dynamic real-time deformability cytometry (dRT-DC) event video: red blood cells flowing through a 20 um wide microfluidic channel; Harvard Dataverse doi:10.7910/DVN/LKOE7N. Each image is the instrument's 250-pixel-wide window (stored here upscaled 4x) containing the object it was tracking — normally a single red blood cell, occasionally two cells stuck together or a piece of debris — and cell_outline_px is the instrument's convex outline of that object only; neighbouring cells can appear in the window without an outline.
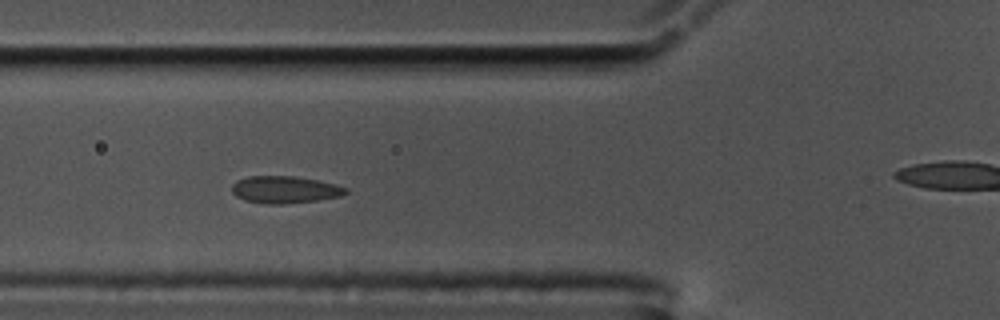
{"species": "common noctule bat (a hibernating species)", "species_latin": "Nyctalus noctula", "temperature_condition": "cold", "stored_images_in_passage": 43, "camera_frame_rate_fps": 3000, "um_per_image_px": 0.085, "animal": {"sex": "male", "body_mass_g": 17.5, "forearm_length_mm": 52.3}, "frame": {"image": 1, "passage_image": 6, "time_ms": 1.667, "image_size_px": [1000, 320], "cell_outline_px": [[348, 192], [340, 196], [316, 200], [284, 204], [264, 204], [244, 200], [236, 196], [232, 192], [232, 184], [236, 180], [248, 176], [292, 176], [316, 180], [336, 184], [348, 188]], "centroid_in_image_um": [24.18, 16.12], "position_along_channel_um": 101.6, "area_um2": 18.03}}
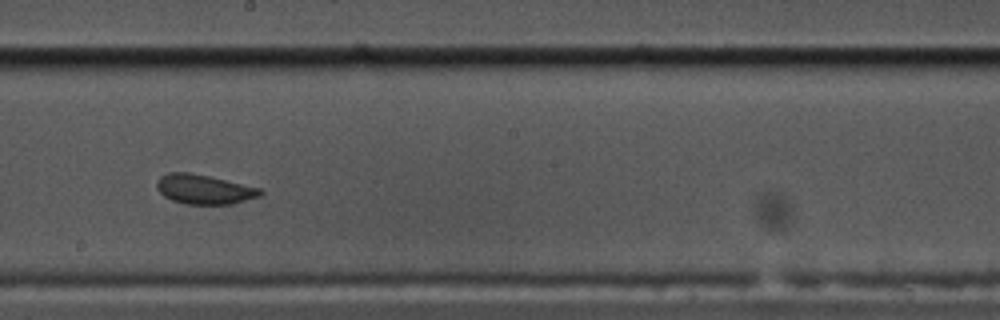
{"frame": {"image": 2, "passage_image": 17, "time_ms": 5.333, "image_size_px": [1000, 320], "cell_outline_px": [[264, 192], [260, 196], [232, 204], [184, 204], [172, 200], [164, 196], [156, 188], [156, 180], [160, 176], [168, 172], [188, 172], [208, 176], [260, 188]], "centroid_in_image_um": [17.31, 16.09], "position_along_channel_um": 230.9, "area_um2": 17.8}}
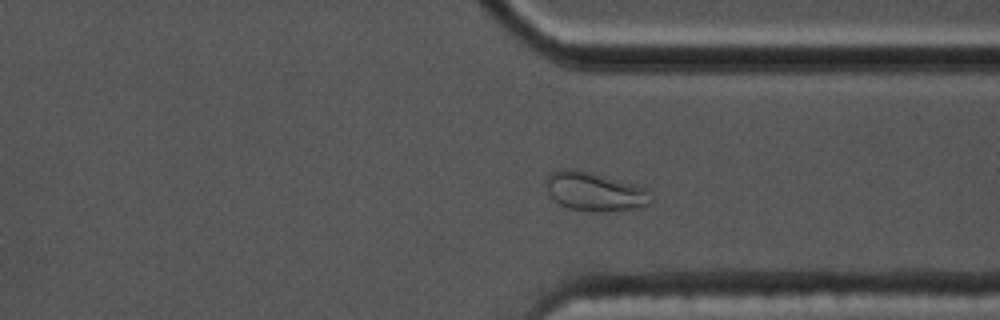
{"frame": {"image": 3, "passage_image": 28, "time_ms": 9.0, "image_size_px": [1000, 320], "cell_outline_px": [[652, 204], [644, 208], [568, 208], [560, 204], [548, 192], [544, 184], [544, 180], [552, 172], [560, 168], [568, 168], [588, 172], [648, 188], [652, 200]], "centroid_in_image_um": [50.54, 16.23], "position_along_channel_um": 360.9, "area_um2": 22.72}}